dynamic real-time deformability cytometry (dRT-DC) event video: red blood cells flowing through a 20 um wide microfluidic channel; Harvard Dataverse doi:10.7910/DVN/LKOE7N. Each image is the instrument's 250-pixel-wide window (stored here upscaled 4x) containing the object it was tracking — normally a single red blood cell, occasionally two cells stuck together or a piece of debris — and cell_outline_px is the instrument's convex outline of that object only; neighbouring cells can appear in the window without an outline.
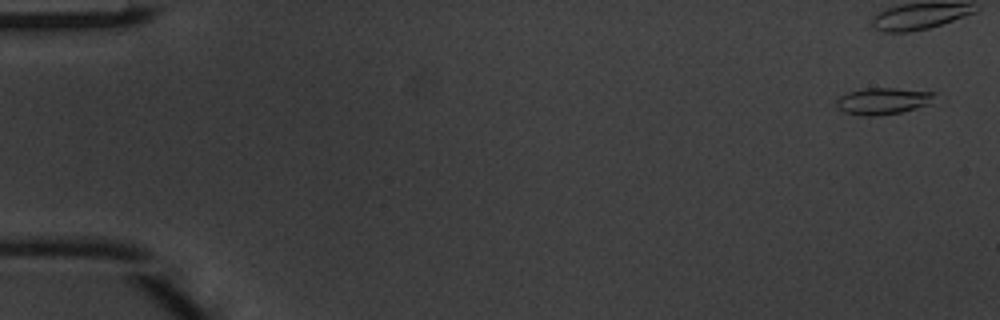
{"species": "common noctule bat (a hibernating species)", "species_latin": "Nyctalus noctula", "temperature_condition": "warm", "stored_images_in_passage": 6, "camera_frame_rate_fps": 3000, "um_per_image_px": 0.085, "animal": {"sex": "male", "body_mass_g": 20.1, "forearm_length_mm": 53.5}, "frame": {"image": 1, "passage_image": 1, "time_ms": 0.0, "image_size_px": [1000, 320], "cell_outline_px": [[936, 92], [928, 104], [916, 108], [900, 112], [872, 116], [864, 116], [844, 112], [836, 104], [836, 100], [840, 96], [848, 92], [864, 88], [896, 88]], "centroid_in_image_um": [75.02, 8.57], "position_along_channel_um": 10.0, "area_um2": 15.03}}
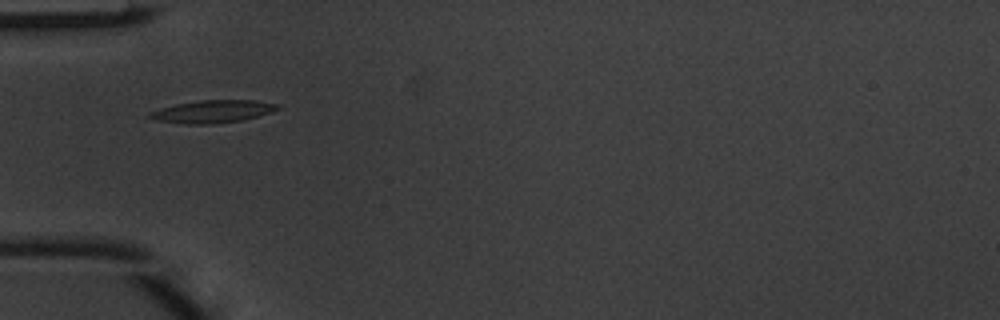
{"frame": {"image": 2, "passage_image": 5, "time_ms": 1.333, "image_size_px": [1000, 320], "cell_outline_px": [[280, 108], [272, 112], [244, 120], [212, 124], [188, 124], [156, 120], [148, 116], [148, 112], [160, 108], [176, 104], [200, 100], [252, 100], [280, 104]], "centroid_in_image_um": [18.1, 9.47], "position_along_channel_um": 66.9, "area_um2": 16.88}}